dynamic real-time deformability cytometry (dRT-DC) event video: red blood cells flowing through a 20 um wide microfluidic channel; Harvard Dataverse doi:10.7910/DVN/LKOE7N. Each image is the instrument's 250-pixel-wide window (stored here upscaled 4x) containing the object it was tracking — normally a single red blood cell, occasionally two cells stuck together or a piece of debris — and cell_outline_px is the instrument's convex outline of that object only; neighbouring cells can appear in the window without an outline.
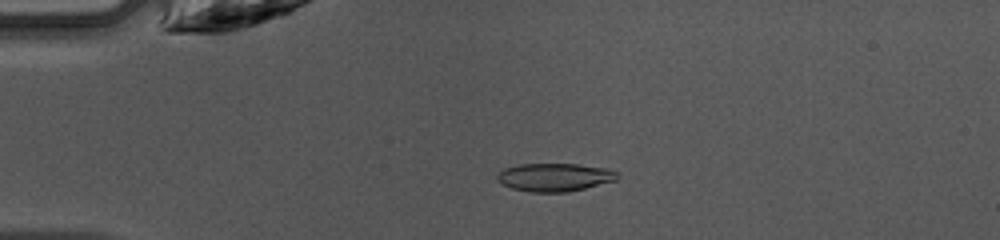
{"species": "common noctule bat (a hibernating species)", "species_latin": "Nyctalus noctula", "temperature_condition": "warm", "stored_images_in_passage": 43, "camera_frame_rate_fps": 3000, "um_per_image_px": 0.085, "animal": {"sex": "female", "body_mass_g": 10.0, "forearm_length_mm": 53.1}, "frame": {"image": 1, "passage_image": 7, "time_ms": 2.0, "image_size_px": [1000, 240], "cell_outline_px": [[620, 176], [616, 180], [568, 192], [528, 192], [512, 188], [504, 184], [496, 176], [504, 168], [520, 164], [576, 164], [608, 168], [616, 172]], "centroid_in_image_um": [47.17, 15.06], "position_along_channel_um": 37.8, "area_um2": 19.54}}
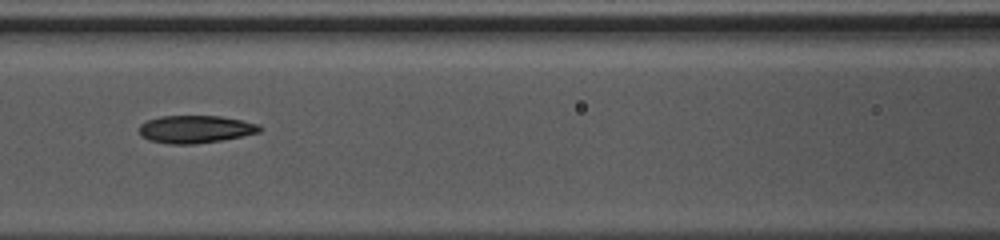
{"frame": {"image": 2, "passage_image": 17, "time_ms": 5.333, "image_size_px": [1000, 240], "cell_outline_px": [[264, 128], [260, 132], [220, 140], [192, 144], [168, 144], [148, 140], [140, 136], [140, 124], [148, 120], [160, 116], [220, 116], [260, 124]], "centroid_in_image_um": [16.6, 10.98], "position_along_channel_um": 150.0, "area_um2": 19.36}}
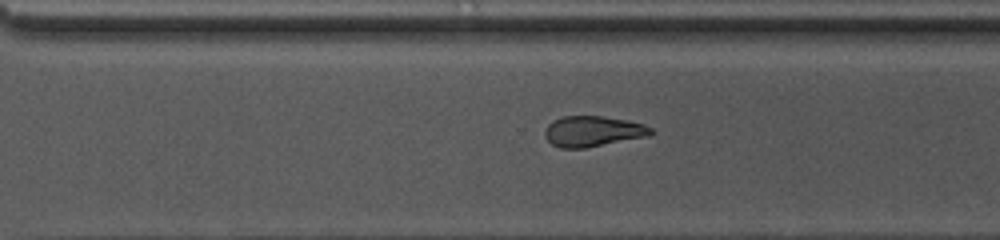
{"frame": {"image": 3, "passage_image": 29, "time_ms": 9.333, "image_size_px": [1000, 240], "cell_outline_px": [[652, 136], [584, 148], [560, 148], [552, 144], [544, 136], [544, 132], [548, 124], [552, 120], [564, 116], [604, 116], [628, 120], [644, 124], [652, 128]], "centroid_in_image_um": [50.41, 11.16], "position_along_channel_um": 320.2, "area_um2": 19.13}, "authors_computed_cell_mechanics": {"area_um2": 19.0162, "velocity_mm_per_s": 4.2659, "shape_relaxation_time_tau1_ms": 5.6063, "shape_relaxation_time_tau2_ms": 4.3046, "deformation_change_tau1": 0.1632, "deformation_change_tau2": 0.0996}}